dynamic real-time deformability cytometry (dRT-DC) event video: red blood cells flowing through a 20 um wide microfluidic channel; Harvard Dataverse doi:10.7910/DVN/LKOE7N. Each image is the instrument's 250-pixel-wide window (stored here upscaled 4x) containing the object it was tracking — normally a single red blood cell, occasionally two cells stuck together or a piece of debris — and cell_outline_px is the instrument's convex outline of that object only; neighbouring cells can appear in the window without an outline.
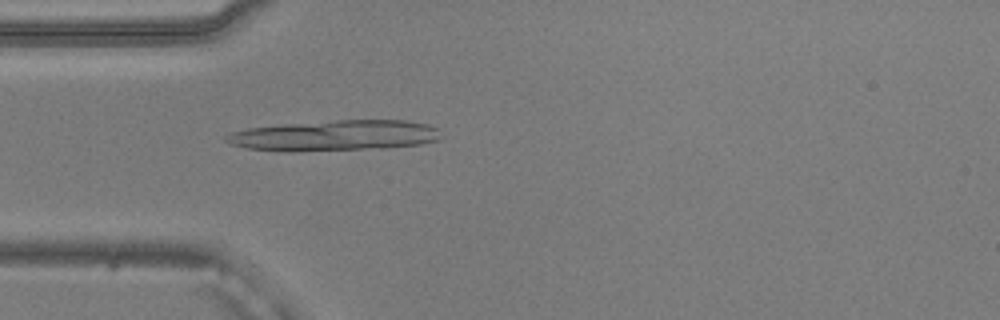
{"species": "common noctule bat (a hibernating species)", "species_latin": "Nyctalus noctula", "temperature_condition": "warm", "stored_images_in_passage": 46, "camera_frame_rate_fps": 3000, "um_per_image_px": 0.085, "animal": {"sex": "male", "body_mass_g": 20.5, "forearm_length_mm": 52.5}, "frame": {"image": 1, "passage_image": 9, "time_ms": 2.667, "image_size_px": [1000, 320], "cell_outline_px": [[440, 128], [436, 140], [420, 144], [384, 148], [296, 152], [288, 152], [248, 148], [228, 144], [224, 140], [224, 136], [232, 132], [248, 128], [284, 124], [336, 120], [404, 120], [428, 124]], "centroid_in_image_um": [28.4, 11.53], "position_along_channel_um": 56.6, "area_um2": 38.55}}
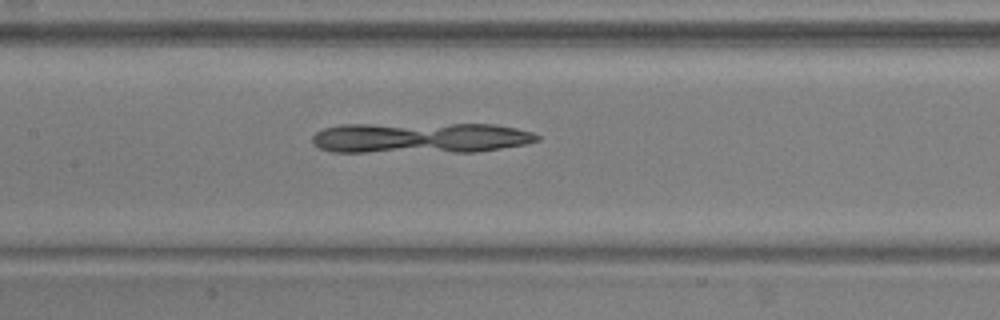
{"frame": {"image": 2, "passage_image": 18, "time_ms": 5.667, "image_size_px": [1000, 320], "cell_outline_px": [[540, 140], [524, 144], [476, 152], [332, 152], [320, 148], [312, 144], [312, 136], [316, 132], [324, 128], [340, 124], [496, 124], [516, 128], [532, 132], [540, 136]], "centroid_in_image_um": [35.7, 11.72], "position_along_channel_um": 171.7, "area_um2": 40.63}}
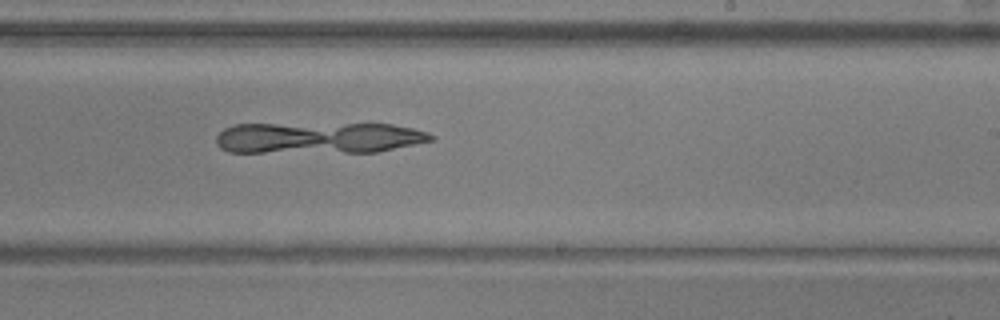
{"frame": {"image": 3, "passage_image": 25, "time_ms": 8.0, "image_size_px": [1000, 320], "cell_outline_px": [[436, 140], [376, 152], [228, 152], [220, 148], [216, 144], [216, 136], [224, 128], [236, 124], [392, 124], [412, 128], [428, 132], [436, 136]], "centroid_in_image_um": [27.09, 11.72], "position_along_channel_um": 261.9, "area_um2": 39.42}}